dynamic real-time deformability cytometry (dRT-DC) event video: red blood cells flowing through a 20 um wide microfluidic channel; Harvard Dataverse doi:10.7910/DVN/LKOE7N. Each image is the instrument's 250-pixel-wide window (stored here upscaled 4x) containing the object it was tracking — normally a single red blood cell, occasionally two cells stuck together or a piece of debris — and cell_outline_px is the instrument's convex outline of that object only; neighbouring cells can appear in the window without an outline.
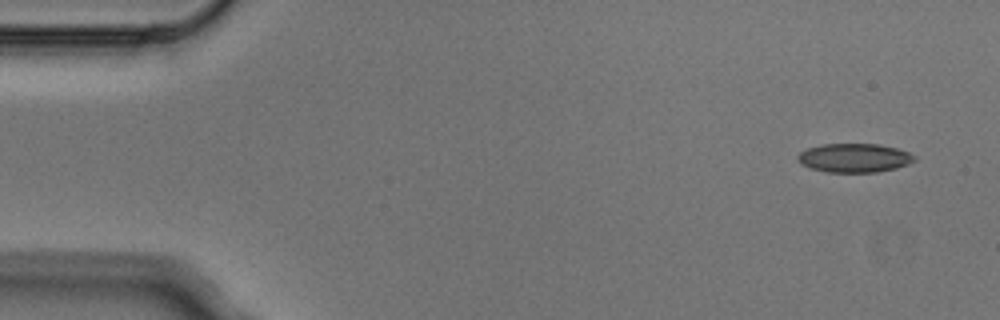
{"species": "Egyptian fruit bat (a non-hibernating species)", "species_latin": "Rousettus aegyptiacus", "temperature_condition": "cold", "stored_images_in_passage": 4, "camera_frame_rate_fps": 3000, "um_per_image_px": 0.085, "animal": {"sex": "male"}, "frame": {"image": 1, "passage_image": 1, "time_ms": 0.0, "image_size_px": [1000, 320], "cell_outline_px": [[916, 160], [908, 164], [896, 168], [876, 172], [824, 172], [808, 168], [800, 164], [796, 160], [796, 156], [800, 152], [808, 148], [820, 144], [880, 144], [896, 148], [908, 152], [916, 156]], "centroid_in_image_um": [72.57, 13.42], "position_along_channel_um": 12.4, "area_um2": 19.88}}